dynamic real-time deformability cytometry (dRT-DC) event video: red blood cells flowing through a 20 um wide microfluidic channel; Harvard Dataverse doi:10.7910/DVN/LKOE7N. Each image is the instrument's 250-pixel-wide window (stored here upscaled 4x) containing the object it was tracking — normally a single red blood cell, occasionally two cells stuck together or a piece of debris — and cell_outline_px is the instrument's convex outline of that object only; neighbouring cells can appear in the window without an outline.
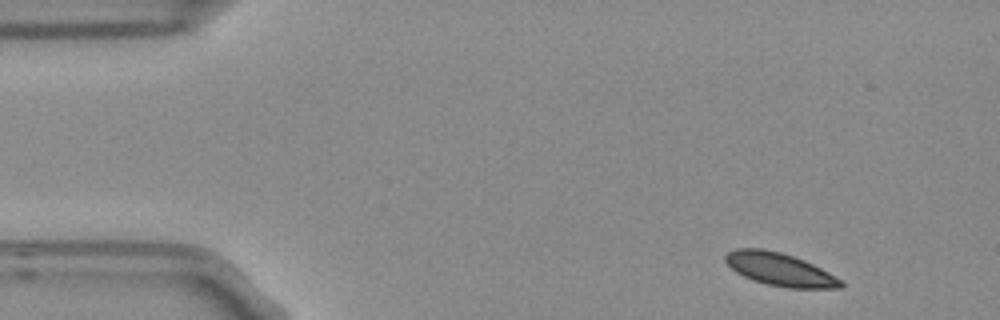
{"species": "Egyptian fruit bat (a non-hibernating species)", "species_latin": "Rousettus aegyptiacus", "temperature_condition": "room temperature", "stored_images_in_passage": 4, "camera_frame_rate_fps": 3000, "um_per_image_px": 0.085, "frame": {"image": 1, "passage_image": 1, "time_ms": 0.0, "image_size_px": [1000, 320], "cell_outline_px": [[844, 288], [788, 288], [768, 284], [752, 280], [736, 272], [724, 260], [724, 256], [728, 252], [736, 248], [764, 248], [780, 252], [804, 260], [844, 280]], "centroid_in_image_um": [66.3, 22.9], "position_along_channel_um": 18.7, "area_um2": 22.14}}